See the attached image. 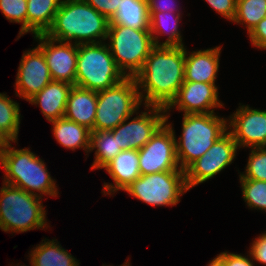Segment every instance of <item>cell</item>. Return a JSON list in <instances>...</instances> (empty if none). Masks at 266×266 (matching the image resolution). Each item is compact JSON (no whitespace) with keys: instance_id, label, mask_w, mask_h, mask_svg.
<instances>
[{"instance_id":"6da1fadb","label":"cell","mask_w":266,"mask_h":266,"mask_svg":"<svg viewBox=\"0 0 266 266\" xmlns=\"http://www.w3.org/2000/svg\"><path fill=\"white\" fill-rule=\"evenodd\" d=\"M184 68V46H154L134 76L144 106L166 109L184 82Z\"/></svg>"},{"instance_id":"7a4b0ae2","label":"cell","mask_w":266,"mask_h":266,"mask_svg":"<svg viewBox=\"0 0 266 266\" xmlns=\"http://www.w3.org/2000/svg\"><path fill=\"white\" fill-rule=\"evenodd\" d=\"M109 24L85 0H63L45 35L56 41L74 40L76 45L99 43L107 40Z\"/></svg>"},{"instance_id":"3957f363","label":"cell","mask_w":266,"mask_h":266,"mask_svg":"<svg viewBox=\"0 0 266 266\" xmlns=\"http://www.w3.org/2000/svg\"><path fill=\"white\" fill-rule=\"evenodd\" d=\"M0 164L5 172L4 183L16 186L40 198L43 194L49 197L58 195L55 179L51 178L44 161L29 148L15 149L10 143L0 157Z\"/></svg>"},{"instance_id":"277c9868","label":"cell","mask_w":266,"mask_h":266,"mask_svg":"<svg viewBox=\"0 0 266 266\" xmlns=\"http://www.w3.org/2000/svg\"><path fill=\"white\" fill-rule=\"evenodd\" d=\"M228 119L207 114H183L182 135L175 138L178 164L185 170L228 131Z\"/></svg>"},{"instance_id":"5b68a950","label":"cell","mask_w":266,"mask_h":266,"mask_svg":"<svg viewBox=\"0 0 266 266\" xmlns=\"http://www.w3.org/2000/svg\"><path fill=\"white\" fill-rule=\"evenodd\" d=\"M41 199V200H40ZM42 198L3 182L0 189V229L22 233L47 229L46 210Z\"/></svg>"},{"instance_id":"8992f818","label":"cell","mask_w":266,"mask_h":266,"mask_svg":"<svg viewBox=\"0 0 266 266\" xmlns=\"http://www.w3.org/2000/svg\"><path fill=\"white\" fill-rule=\"evenodd\" d=\"M126 76L117 67L105 42L78 45L75 85L91 91L113 87Z\"/></svg>"},{"instance_id":"52a82bcc","label":"cell","mask_w":266,"mask_h":266,"mask_svg":"<svg viewBox=\"0 0 266 266\" xmlns=\"http://www.w3.org/2000/svg\"><path fill=\"white\" fill-rule=\"evenodd\" d=\"M142 104L134 77L97 92V109L92 131H111L126 118L138 114Z\"/></svg>"},{"instance_id":"ba28073f","label":"cell","mask_w":266,"mask_h":266,"mask_svg":"<svg viewBox=\"0 0 266 266\" xmlns=\"http://www.w3.org/2000/svg\"><path fill=\"white\" fill-rule=\"evenodd\" d=\"M108 39L111 55L126 77H134L142 69L154 47L149 29H134L124 25L109 24Z\"/></svg>"},{"instance_id":"9c48e42d","label":"cell","mask_w":266,"mask_h":266,"mask_svg":"<svg viewBox=\"0 0 266 266\" xmlns=\"http://www.w3.org/2000/svg\"><path fill=\"white\" fill-rule=\"evenodd\" d=\"M124 191L151 206H174L188 191L185 171H166L141 175Z\"/></svg>"},{"instance_id":"30bf717a","label":"cell","mask_w":266,"mask_h":266,"mask_svg":"<svg viewBox=\"0 0 266 266\" xmlns=\"http://www.w3.org/2000/svg\"><path fill=\"white\" fill-rule=\"evenodd\" d=\"M165 122L152 135L151 139L138 150L141 175L166 171H184L176 156L175 132L172 124Z\"/></svg>"},{"instance_id":"8fae6325","label":"cell","mask_w":266,"mask_h":266,"mask_svg":"<svg viewBox=\"0 0 266 266\" xmlns=\"http://www.w3.org/2000/svg\"><path fill=\"white\" fill-rule=\"evenodd\" d=\"M238 148L229 131L216 140L202 157L184 170L188 190L211 179L229 166L235 159Z\"/></svg>"},{"instance_id":"7c38bea8","label":"cell","mask_w":266,"mask_h":266,"mask_svg":"<svg viewBox=\"0 0 266 266\" xmlns=\"http://www.w3.org/2000/svg\"><path fill=\"white\" fill-rule=\"evenodd\" d=\"M146 111L134 117L127 123L126 118L110 132L117 137L121 150L141 149L165 122L166 110L157 106H144ZM150 109V110H149Z\"/></svg>"},{"instance_id":"4fadbf2b","label":"cell","mask_w":266,"mask_h":266,"mask_svg":"<svg viewBox=\"0 0 266 266\" xmlns=\"http://www.w3.org/2000/svg\"><path fill=\"white\" fill-rule=\"evenodd\" d=\"M34 38L39 41L37 47L43 52L52 80L75 85L78 45L56 41L45 34Z\"/></svg>"},{"instance_id":"5bb4252c","label":"cell","mask_w":266,"mask_h":266,"mask_svg":"<svg viewBox=\"0 0 266 266\" xmlns=\"http://www.w3.org/2000/svg\"><path fill=\"white\" fill-rule=\"evenodd\" d=\"M228 122V131L239 149L266 147V110L253 109L249 105L240 104Z\"/></svg>"},{"instance_id":"9a60e30c","label":"cell","mask_w":266,"mask_h":266,"mask_svg":"<svg viewBox=\"0 0 266 266\" xmlns=\"http://www.w3.org/2000/svg\"><path fill=\"white\" fill-rule=\"evenodd\" d=\"M24 52L17 70L15 93L28 101L52 81V77L43 52L38 47Z\"/></svg>"},{"instance_id":"2e32d148","label":"cell","mask_w":266,"mask_h":266,"mask_svg":"<svg viewBox=\"0 0 266 266\" xmlns=\"http://www.w3.org/2000/svg\"><path fill=\"white\" fill-rule=\"evenodd\" d=\"M223 105L218 99L215 83L184 81L177 96L165 110L169 116V110L174 107L184 114H207L215 113L214 108Z\"/></svg>"},{"instance_id":"e0dca14e","label":"cell","mask_w":266,"mask_h":266,"mask_svg":"<svg viewBox=\"0 0 266 266\" xmlns=\"http://www.w3.org/2000/svg\"><path fill=\"white\" fill-rule=\"evenodd\" d=\"M103 169L111 176L115 184L104 183L102 192L105 195H111L118 190L124 191L141 176L138 150H122Z\"/></svg>"},{"instance_id":"ac0fdd59","label":"cell","mask_w":266,"mask_h":266,"mask_svg":"<svg viewBox=\"0 0 266 266\" xmlns=\"http://www.w3.org/2000/svg\"><path fill=\"white\" fill-rule=\"evenodd\" d=\"M220 51L221 46L191 53L185 48L184 81L215 83L220 64Z\"/></svg>"},{"instance_id":"d6986e66","label":"cell","mask_w":266,"mask_h":266,"mask_svg":"<svg viewBox=\"0 0 266 266\" xmlns=\"http://www.w3.org/2000/svg\"><path fill=\"white\" fill-rule=\"evenodd\" d=\"M72 87L69 83L52 80L28 101L34 105L39 104L42 114L51 122L64 117Z\"/></svg>"},{"instance_id":"ffe728a7","label":"cell","mask_w":266,"mask_h":266,"mask_svg":"<svg viewBox=\"0 0 266 266\" xmlns=\"http://www.w3.org/2000/svg\"><path fill=\"white\" fill-rule=\"evenodd\" d=\"M97 109V92L73 85L64 117L93 130Z\"/></svg>"},{"instance_id":"44dd1931","label":"cell","mask_w":266,"mask_h":266,"mask_svg":"<svg viewBox=\"0 0 266 266\" xmlns=\"http://www.w3.org/2000/svg\"><path fill=\"white\" fill-rule=\"evenodd\" d=\"M148 14L149 30L154 46H184L182 42V36L180 35L181 32L178 29L180 23L179 21L181 20V14L170 12H148ZM164 34H169L167 40L163 43H160V40H158L160 38L158 37Z\"/></svg>"},{"instance_id":"7402d4cb","label":"cell","mask_w":266,"mask_h":266,"mask_svg":"<svg viewBox=\"0 0 266 266\" xmlns=\"http://www.w3.org/2000/svg\"><path fill=\"white\" fill-rule=\"evenodd\" d=\"M51 123L54 137L60 145L72 151L83 148L86 153L89 152L91 130L65 117L51 121Z\"/></svg>"},{"instance_id":"603a6c76","label":"cell","mask_w":266,"mask_h":266,"mask_svg":"<svg viewBox=\"0 0 266 266\" xmlns=\"http://www.w3.org/2000/svg\"><path fill=\"white\" fill-rule=\"evenodd\" d=\"M56 241L57 239L42 240L31 250L28 257L33 266H79L76 258Z\"/></svg>"},{"instance_id":"cb8c5ba5","label":"cell","mask_w":266,"mask_h":266,"mask_svg":"<svg viewBox=\"0 0 266 266\" xmlns=\"http://www.w3.org/2000/svg\"><path fill=\"white\" fill-rule=\"evenodd\" d=\"M63 0H27V33L45 34Z\"/></svg>"},{"instance_id":"d4e9b609","label":"cell","mask_w":266,"mask_h":266,"mask_svg":"<svg viewBox=\"0 0 266 266\" xmlns=\"http://www.w3.org/2000/svg\"><path fill=\"white\" fill-rule=\"evenodd\" d=\"M110 24H119L134 29H149L147 0H122Z\"/></svg>"},{"instance_id":"484cf974","label":"cell","mask_w":266,"mask_h":266,"mask_svg":"<svg viewBox=\"0 0 266 266\" xmlns=\"http://www.w3.org/2000/svg\"><path fill=\"white\" fill-rule=\"evenodd\" d=\"M94 149L95 160L91 165V170L103 169L122 151L118 145L117 137H114L110 131H91L89 153Z\"/></svg>"},{"instance_id":"4316f807","label":"cell","mask_w":266,"mask_h":266,"mask_svg":"<svg viewBox=\"0 0 266 266\" xmlns=\"http://www.w3.org/2000/svg\"><path fill=\"white\" fill-rule=\"evenodd\" d=\"M266 17V0H237L236 14L232 22L245 25L250 34Z\"/></svg>"},{"instance_id":"83f0119b","label":"cell","mask_w":266,"mask_h":266,"mask_svg":"<svg viewBox=\"0 0 266 266\" xmlns=\"http://www.w3.org/2000/svg\"><path fill=\"white\" fill-rule=\"evenodd\" d=\"M20 116L19 103L0 93V129L13 141H18Z\"/></svg>"},{"instance_id":"f1b7e54d","label":"cell","mask_w":266,"mask_h":266,"mask_svg":"<svg viewBox=\"0 0 266 266\" xmlns=\"http://www.w3.org/2000/svg\"><path fill=\"white\" fill-rule=\"evenodd\" d=\"M240 182L247 206L266 212V181L240 178Z\"/></svg>"},{"instance_id":"f546056e","label":"cell","mask_w":266,"mask_h":266,"mask_svg":"<svg viewBox=\"0 0 266 266\" xmlns=\"http://www.w3.org/2000/svg\"><path fill=\"white\" fill-rule=\"evenodd\" d=\"M0 10L9 22L22 23L18 39L27 33V0H0Z\"/></svg>"},{"instance_id":"4dcf8cb0","label":"cell","mask_w":266,"mask_h":266,"mask_svg":"<svg viewBox=\"0 0 266 266\" xmlns=\"http://www.w3.org/2000/svg\"><path fill=\"white\" fill-rule=\"evenodd\" d=\"M245 173L240 178L266 181V147L251 148Z\"/></svg>"},{"instance_id":"1f68e13d","label":"cell","mask_w":266,"mask_h":266,"mask_svg":"<svg viewBox=\"0 0 266 266\" xmlns=\"http://www.w3.org/2000/svg\"><path fill=\"white\" fill-rule=\"evenodd\" d=\"M96 11L111 21L118 11L119 3L122 0H85Z\"/></svg>"},{"instance_id":"d6a6232c","label":"cell","mask_w":266,"mask_h":266,"mask_svg":"<svg viewBox=\"0 0 266 266\" xmlns=\"http://www.w3.org/2000/svg\"><path fill=\"white\" fill-rule=\"evenodd\" d=\"M218 14L231 22L235 18L237 0H205Z\"/></svg>"},{"instance_id":"836d02e7","label":"cell","mask_w":266,"mask_h":266,"mask_svg":"<svg viewBox=\"0 0 266 266\" xmlns=\"http://www.w3.org/2000/svg\"><path fill=\"white\" fill-rule=\"evenodd\" d=\"M261 264L266 265V233L255 238L249 250V257Z\"/></svg>"},{"instance_id":"e575fe53","label":"cell","mask_w":266,"mask_h":266,"mask_svg":"<svg viewBox=\"0 0 266 266\" xmlns=\"http://www.w3.org/2000/svg\"><path fill=\"white\" fill-rule=\"evenodd\" d=\"M253 46L266 50V17L249 34Z\"/></svg>"},{"instance_id":"d590c367","label":"cell","mask_w":266,"mask_h":266,"mask_svg":"<svg viewBox=\"0 0 266 266\" xmlns=\"http://www.w3.org/2000/svg\"><path fill=\"white\" fill-rule=\"evenodd\" d=\"M174 3L175 2H172V0H147L148 12H170L180 14L177 5H174Z\"/></svg>"},{"instance_id":"8d00e7d4","label":"cell","mask_w":266,"mask_h":266,"mask_svg":"<svg viewBox=\"0 0 266 266\" xmlns=\"http://www.w3.org/2000/svg\"><path fill=\"white\" fill-rule=\"evenodd\" d=\"M252 257L225 251V266H255Z\"/></svg>"},{"instance_id":"74e56055","label":"cell","mask_w":266,"mask_h":266,"mask_svg":"<svg viewBox=\"0 0 266 266\" xmlns=\"http://www.w3.org/2000/svg\"><path fill=\"white\" fill-rule=\"evenodd\" d=\"M11 142L15 143L17 141H13L4 131L0 129V157L7 150Z\"/></svg>"},{"instance_id":"f35d334b","label":"cell","mask_w":266,"mask_h":266,"mask_svg":"<svg viewBox=\"0 0 266 266\" xmlns=\"http://www.w3.org/2000/svg\"><path fill=\"white\" fill-rule=\"evenodd\" d=\"M207 266H225V252H221Z\"/></svg>"},{"instance_id":"ab89813d","label":"cell","mask_w":266,"mask_h":266,"mask_svg":"<svg viewBox=\"0 0 266 266\" xmlns=\"http://www.w3.org/2000/svg\"><path fill=\"white\" fill-rule=\"evenodd\" d=\"M104 266V265H103ZM111 266V265H110ZM120 266H131L130 264H129V261H127V262H125V264H122V265H120Z\"/></svg>"}]
</instances>
